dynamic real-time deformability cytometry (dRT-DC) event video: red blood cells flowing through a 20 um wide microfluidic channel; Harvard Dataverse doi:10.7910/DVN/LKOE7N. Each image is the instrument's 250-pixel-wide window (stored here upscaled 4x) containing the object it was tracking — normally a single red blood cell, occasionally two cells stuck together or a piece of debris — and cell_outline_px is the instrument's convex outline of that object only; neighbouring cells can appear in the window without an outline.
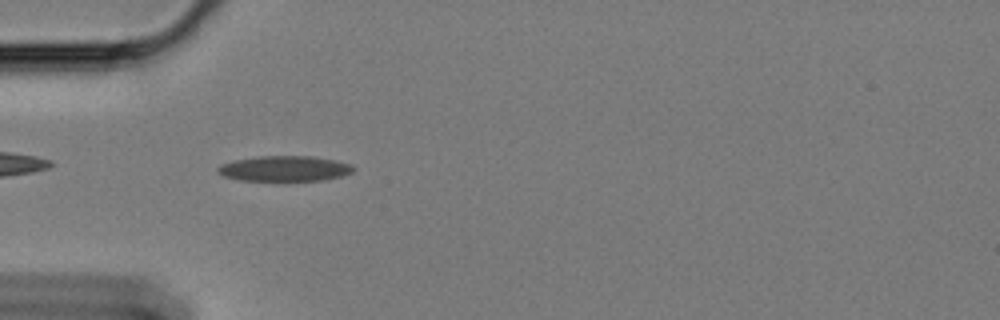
{"species": "Egyptian fruit bat (a non-hibernating species)", "species_latin": "Rousettus aegyptiacus", "temperature_condition": "cold", "stored_images_in_passage": 45, "camera_frame_rate_fps": 3000, "um_per_image_px": 0.085, "animal": {"sex": "female"}, "frame": {"image": 1, "passage_image": 4, "time_ms": 1.0, "image_size_px": [1000, 320], "cell_outline_px": [[356, 168], [352, 172], [340, 176], [320, 180], [240, 180], [224, 176], [216, 172], [216, 168], [220, 164], [236, 160], [260, 156], [312, 156], [336, 160], [352, 164]], "centroid_in_image_um": [24.19, 14.32], "position_along_channel_um": 60.8, "area_um2": 19.94}}
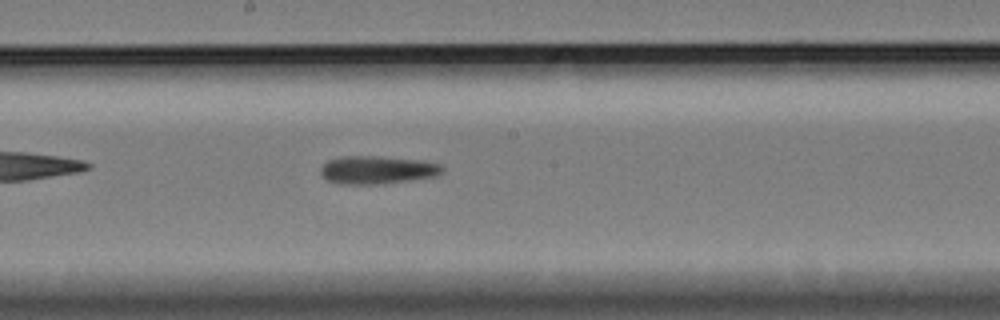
{"frame": {"image": 2, "passage_image": 18, "time_ms": 5.667, "image_size_px": [1000, 320], "cell_outline_px": [[444, 172], [436, 176], [412, 180], [384, 184], [336, 184], [324, 180], [320, 172], [320, 168], [328, 160], [344, 156], [376, 156], [424, 160], [440, 164], [444, 168]], "centroid_in_image_um": [32.07, 14.45], "position_along_channel_um": 216.1, "area_um2": 20.29}}
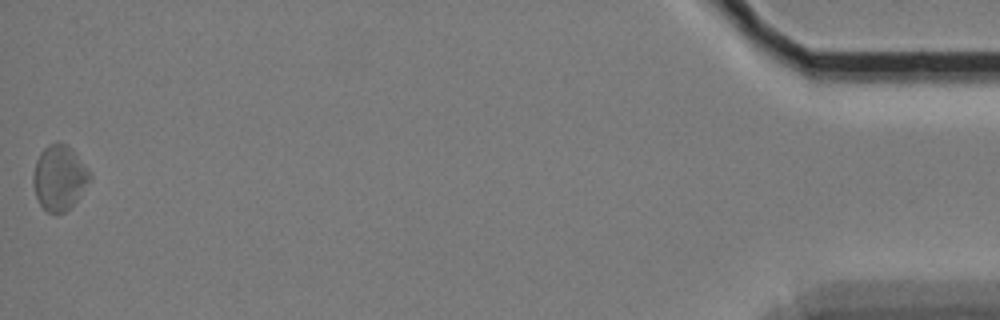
{"frame": {"image": 3, "passage_image": 45, "time_ms": 14.667, "image_size_px": [1000, 320], "cell_outline_px": [[92, 180], [76, 200], [64, 212], [48, 212], [40, 204], [36, 196], [32, 184], [32, 176], [36, 160], [40, 152], [48, 144], [56, 140], [72, 148], [92, 172]], "centroid_in_image_um": [5.05, 15.05], "position_along_channel_um": 430.1, "area_um2": 21.73}, "authors_computed_cell_mechanics": {"area_um2": 19.941, "velocity_mm_per_s": 3.3819, "shape_relaxation_time_tau1_ms": null, "shape_relaxation_time_tau2_ms": 4.3499, "deformation_change_tau1": null, "deformation_change_tau2": 0.1139}}